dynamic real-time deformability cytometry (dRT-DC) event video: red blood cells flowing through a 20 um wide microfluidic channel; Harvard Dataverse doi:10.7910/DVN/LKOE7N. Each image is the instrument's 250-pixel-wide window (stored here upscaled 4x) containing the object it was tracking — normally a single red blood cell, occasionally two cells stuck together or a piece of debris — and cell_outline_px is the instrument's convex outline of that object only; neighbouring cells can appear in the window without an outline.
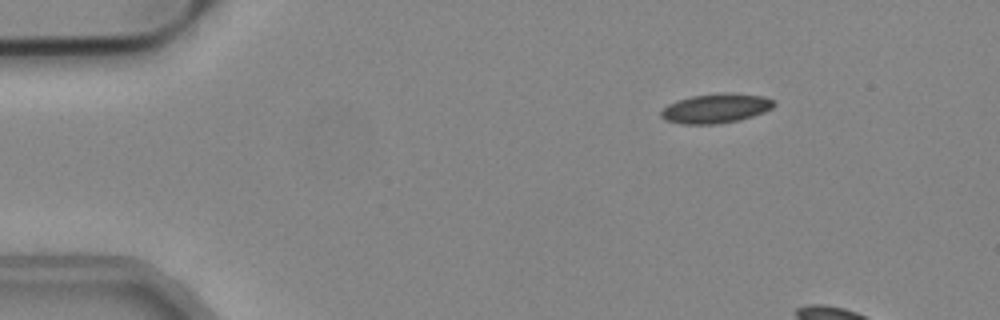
{"species": "common noctule bat (a hibernating species)", "species_latin": "Nyctalus noctula", "temperature_condition": "cold", "stored_images_in_passage": 14, "camera_frame_rate_fps": 3000, "um_per_image_px": 0.085, "animal": {"sex": "male", "body_mass_g": 19.2, "forearm_length_mm": 51.8}, "frame": {"image": 1, "passage_image": 8, "time_ms": 2.333, "image_size_px": [1000, 320], "cell_outline_px": [[776, 104], [772, 108], [764, 112], [740, 120], [716, 124], [680, 124], [664, 120], [660, 116], [660, 112], [668, 104], [676, 100], [692, 96], [724, 92], [728, 92], [764, 96], [776, 100]], "centroid_in_image_um": [60.86, 9.21], "position_along_channel_um": 24.1, "area_um2": 19.65}}